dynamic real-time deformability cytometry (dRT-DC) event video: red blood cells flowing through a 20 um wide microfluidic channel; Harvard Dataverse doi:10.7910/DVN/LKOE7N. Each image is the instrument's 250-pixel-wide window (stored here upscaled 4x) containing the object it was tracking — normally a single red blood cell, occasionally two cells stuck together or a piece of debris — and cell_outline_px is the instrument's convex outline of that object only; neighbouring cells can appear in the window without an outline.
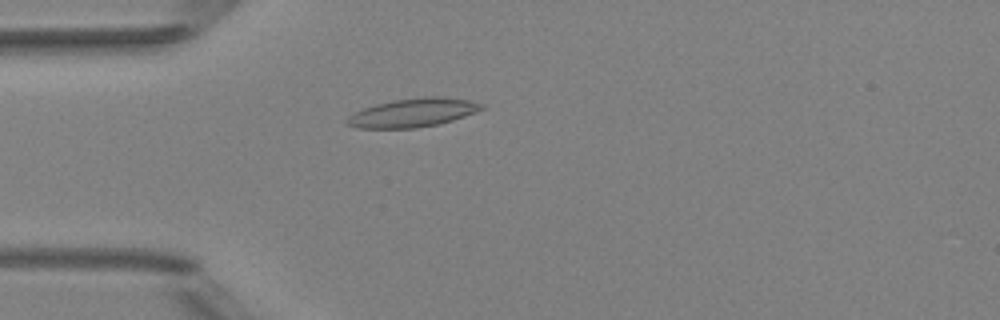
{"species": "Egyptian fruit bat (a non-hibernating species)", "species_latin": "Rousettus aegyptiacus", "temperature_condition": "room temperature", "stored_images_in_passage": 2, "camera_frame_rate_fps": 3000, "um_per_image_px": 0.085, "animal": {"sex": "female"}, "frame": {"image": 1, "passage_image": 2, "time_ms": 1.0, "image_size_px": [1000, 320], "cell_outline_px": [[484, 108], [476, 112], [440, 124], [416, 128], [356, 128], [348, 124], [344, 120], [348, 116], [364, 108], [376, 104], [392, 100], [424, 96], [440, 96], [472, 100], [484, 104]], "centroid_in_image_um": [35.12, 9.57], "position_along_channel_um": 49.9, "area_um2": 22.6}}